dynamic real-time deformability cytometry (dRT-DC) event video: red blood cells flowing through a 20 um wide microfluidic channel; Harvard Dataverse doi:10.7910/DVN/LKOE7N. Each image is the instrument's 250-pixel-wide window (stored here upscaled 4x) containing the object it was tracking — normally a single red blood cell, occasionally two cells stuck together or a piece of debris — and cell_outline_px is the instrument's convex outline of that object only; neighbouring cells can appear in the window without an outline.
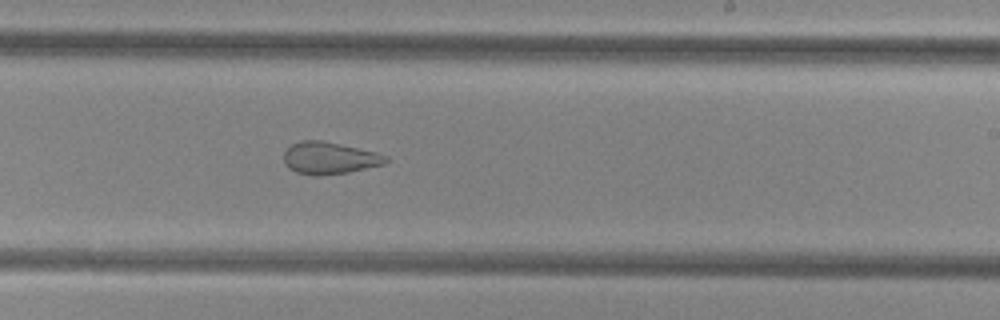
{"species": "common noctule bat (a hibernating species)", "species_latin": "Nyctalus noctula", "temperature_condition": "cold", "stored_images_in_passage": 29, "camera_frame_rate_fps": 3000, "um_per_image_px": 0.085, "animal": {"sex": "female", "body_mass_g": 29.2, "forearm_length_mm": 56.3}, "frame": {"image": 1, "passage_image": 17, "time_ms": 5.333, "image_size_px": [1000, 320], "cell_outline_px": [[388, 160], [384, 164], [348, 172], [320, 176], [312, 176], [296, 172], [288, 168], [284, 164], [284, 152], [292, 144], [300, 140], [320, 140], [376, 152], [388, 156]], "centroid_in_image_um": [27.97, 13.44], "position_along_channel_um": 261.0, "area_um2": 19.07}}
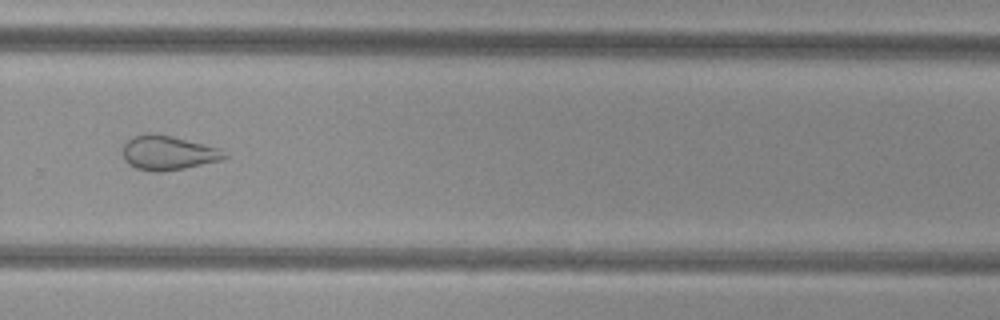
{"frame": {"image": 2, "passage_image": 21, "time_ms": 6.667, "image_size_px": [1000, 320], "cell_outline_px": [[228, 156], [220, 160], [184, 168], [160, 172], [152, 172], [136, 168], [128, 164], [124, 160], [124, 144], [132, 136], [148, 132], [156, 132], [220, 148]], "centroid_in_image_um": [14.25, 12.97], "position_along_channel_um": 315.5, "area_um2": 20.4}}